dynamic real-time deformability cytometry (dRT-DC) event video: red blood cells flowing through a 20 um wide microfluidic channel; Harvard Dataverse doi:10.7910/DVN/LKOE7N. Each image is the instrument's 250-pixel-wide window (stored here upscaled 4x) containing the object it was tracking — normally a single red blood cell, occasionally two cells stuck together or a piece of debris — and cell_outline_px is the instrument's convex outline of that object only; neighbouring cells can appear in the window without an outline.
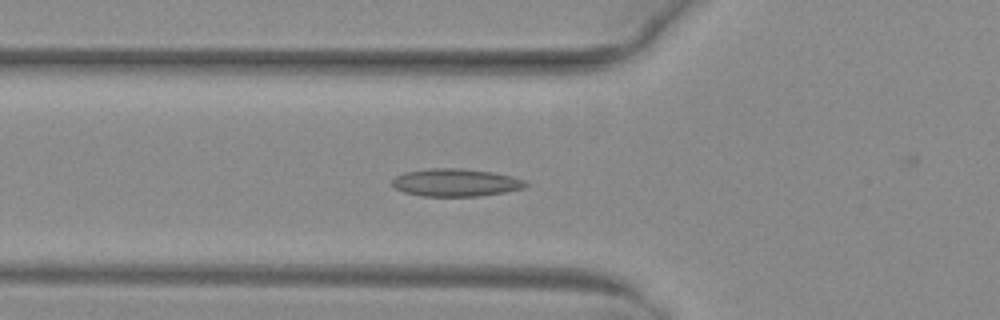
{"species": "common noctule bat (a hibernating species)", "species_latin": "Nyctalus noctula", "temperature_condition": "warm", "stored_images_in_passage": 31, "camera_frame_rate_fps": 3000, "um_per_image_px": 0.085, "animal": {"sex": "female", "body_mass_g": 29.2, "forearm_length_mm": 56.3}, "frame": {"image": 1, "passage_image": 2, "time_ms": 0.333, "image_size_px": [1000, 320], "cell_outline_px": [[528, 184], [524, 188], [504, 192], [480, 196], [420, 196], [404, 192], [396, 188], [392, 184], [392, 180], [396, 176], [404, 172], [428, 168], [464, 168], [492, 172], [512, 176], [524, 180]], "centroid_in_image_um": [38.73, 15.51], "position_along_channel_um": 87.1, "area_um2": 21.62}}
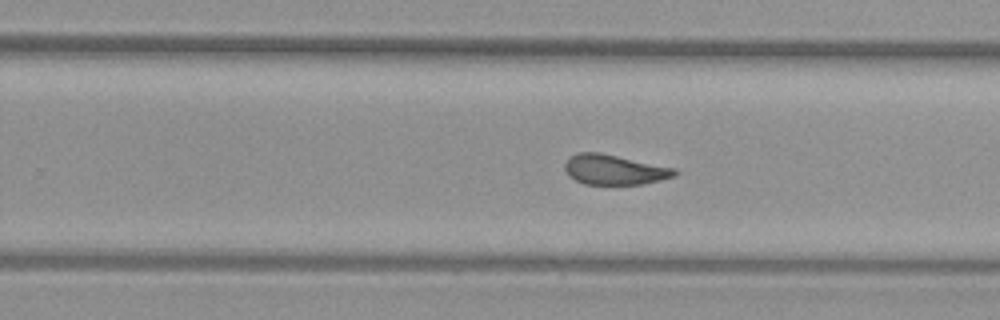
{"frame": {"image": 2, "passage_image": 16, "time_ms": 5.0, "image_size_px": [1000, 320], "cell_outline_px": [[680, 172], [676, 176], [644, 184], [584, 184], [568, 176], [564, 168], [564, 164], [568, 156], [576, 152], [600, 152], [676, 168]], "centroid_in_image_um": [52.22, 14.41], "position_along_channel_um": 277.6, "area_um2": 19.54}}
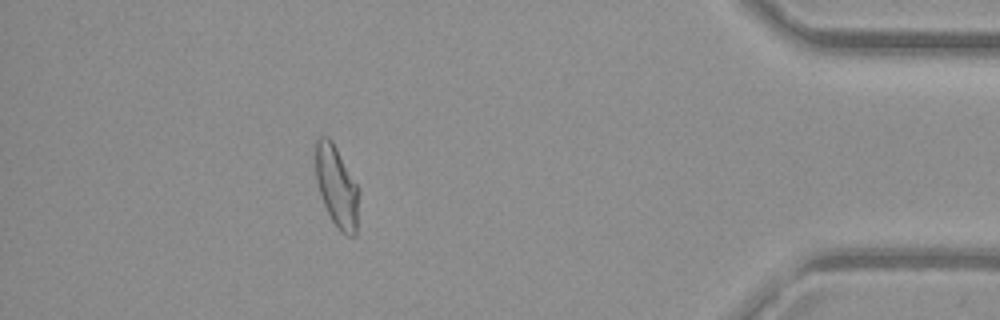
{"frame": {"image": 3, "passage_image": 29, "time_ms": 9.333, "image_size_px": [1000, 320], "cell_outline_px": [[360, 188], [356, 236], [348, 236], [340, 232], [332, 220], [324, 204], [316, 180], [316, 140], [320, 136], [328, 136], [332, 140]], "centroid_in_image_um": [28.65, 15.86], "position_along_channel_um": 406.5, "area_um2": 20.69}}